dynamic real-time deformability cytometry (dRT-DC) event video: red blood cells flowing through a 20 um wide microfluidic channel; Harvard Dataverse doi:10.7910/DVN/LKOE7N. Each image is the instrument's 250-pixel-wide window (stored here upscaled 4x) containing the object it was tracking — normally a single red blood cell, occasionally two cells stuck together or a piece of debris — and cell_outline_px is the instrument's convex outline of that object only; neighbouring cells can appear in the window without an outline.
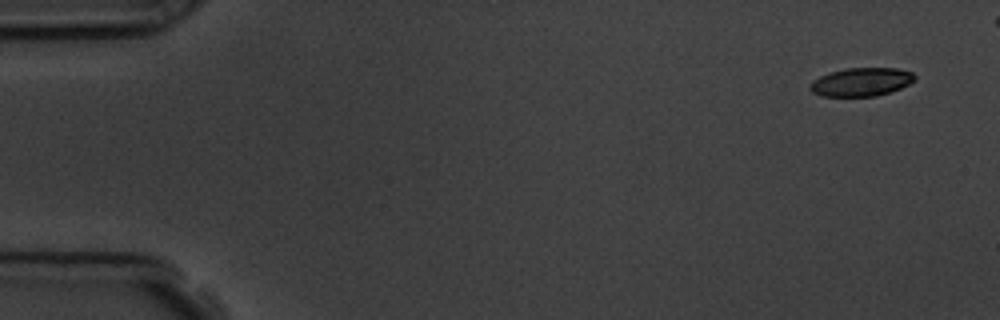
{"species": "common noctule bat (a hibernating species)", "species_latin": "Nyctalus noctula", "temperature_condition": "room temperature", "stored_images_in_passage": 5, "camera_frame_rate_fps": 3000, "um_per_image_px": 0.085, "animal": {"sex": "male", "body_mass_g": 19.5, "forearm_length_mm": 54.6}, "frame": {"image": 1, "passage_image": 1, "time_ms": 0.0, "image_size_px": [1000, 320], "cell_outline_px": [[916, 80], [900, 88], [876, 96], [820, 96], [812, 92], [808, 88], [812, 80], [820, 76], [832, 72], [848, 68], [896, 68], [912, 72], [916, 76]], "centroid_in_image_um": [73.2, 6.97], "position_along_channel_um": 11.8, "area_um2": 17.28}}
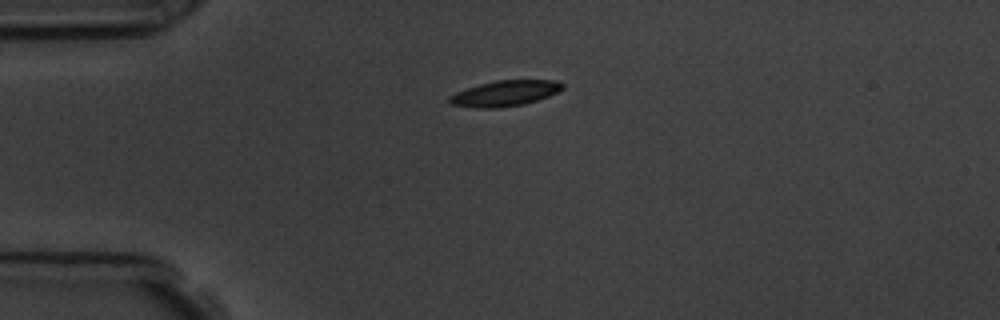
{"frame": {"image": 2, "passage_image": 5, "time_ms": 6.333, "image_size_px": [1000, 320], "cell_outline_px": [[564, 88], [548, 96], [524, 104], [496, 108], [476, 108], [448, 104], [448, 96], [456, 92], [480, 84], [496, 80], [556, 80], [564, 84]], "centroid_in_image_um": [42.89, 7.93], "position_along_channel_um": 42.1, "area_um2": 16.88}}